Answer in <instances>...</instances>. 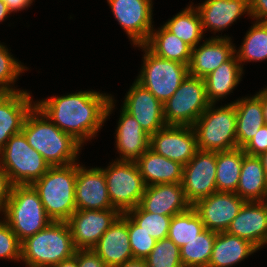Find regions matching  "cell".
Returning <instances> with one entry per match:
<instances>
[{
	"label": "cell",
	"mask_w": 267,
	"mask_h": 267,
	"mask_svg": "<svg viewBox=\"0 0 267 267\" xmlns=\"http://www.w3.org/2000/svg\"><path fill=\"white\" fill-rule=\"evenodd\" d=\"M113 103L111 95L79 91L40 100L35 106L60 130L82 145L97 135L115 107Z\"/></svg>",
	"instance_id": "obj_1"
},
{
	"label": "cell",
	"mask_w": 267,
	"mask_h": 267,
	"mask_svg": "<svg viewBox=\"0 0 267 267\" xmlns=\"http://www.w3.org/2000/svg\"><path fill=\"white\" fill-rule=\"evenodd\" d=\"M21 132L51 167L77 162L82 145L60 130L36 106L27 114Z\"/></svg>",
	"instance_id": "obj_2"
},
{
	"label": "cell",
	"mask_w": 267,
	"mask_h": 267,
	"mask_svg": "<svg viewBox=\"0 0 267 267\" xmlns=\"http://www.w3.org/2000/svg\"><path fill=\"white\" fill-rule=\"evenodd\" d=\"M77 162L50 167L32 186L38 192L46 214L52 221L67 222L77 210L75 181Z\"/></svg>",
	"instance_id": "obj_3"
},
{
	"label": "cell",
	"mask_w": 267,
	"mask_h": 267,
	"mask_svg": "<svg viewBox=\"0 0 267 267\" xmlns=\"http://www.w3.org/2000/svg\"><path fill=\"white\" fill-rule=\"evenodd\" d=\"M76 250L68 222L52 221L21 242V260L27 267H53L74 256Z\"/></svg>",
	"instance_id": "obj_4"
},
{
	"label": "cell",
	"mask_w": 267,
	"mask_h": 267,
	"mask_svg": "<svg viewBox=\"0 0 267 267\" xmlns=\"http://www.w3.org/2000/svg\"><path fill=\"white\" fill-rule=\"evenodd\" d=\"M3 214V220L20 242L35 235L52 222L32 185H14Z\"/></svg>",
	"instance_id": "obj_5"
},
{
	"label": "cell",
	"mask_w": 267,
	"mask_h": 267,
	"mask_svg": "<svg viewBox=\"0 0 267 267\" xmlns=\"http://www.w3.org/2000/svg\"><path fill=\"white\" fill-rule=\"evenodd\" d=\"M214 105L210 104L192 125L198 150L221 152L238 148L235 104L229 103L218 109Z\"/></svg>",
	"instance_id": "obj_6"
},
{
	"label": "cell",
	"mask_w": 267,
	"mask_h": 267,
	"mask_svg": "<svg viewBox=\"0 0 267 267\" xmlns=\"http://www.w3.org/2000/svg\"><path fill=\"white\" fill-rule=\"evenodd\" d=\"M0 167L14 185H32L51 167L20 132L11 136L0 150Z\"/></svg>",
	"instance_id": "obj_7"
},
{
	"label": "cell",
	"mask_w": 267,
	"mask_h": 267,
	"mask_svg": "<svg viewBox=\"0 0 267 267\" xmlns=\"http://www.w3.org/2000/svg\"><path fill=\"white\" fill-rule=\"evenodd\" d=\"M136 46L143 48L145 54L142 69L135 80L165 104L189 75L188 65L160 58L145 45Z\"/></svg>",
	"instance_id": "obj_8"
},
{
	"label": "cell",
	"mask_w": 267,
	"mask_h": 267,
	"mask_svg": "<svg viewBox=\"0 0 267 267\" xmlns=\"http://www.w3.org/2000/svg\"><path fill=\"white\" fill-rule=\"evenodd\" d=\"M108 196L112 206L120 213L136 208L145 192L146 184L137 164L116 160L103 169Z\"/></svg>",
	"instance_id": "obj_9"
},
{
	"label": "cell",
	"mask_w": 267,
	"mask_h": 267,
	"mask_svg": "<svg viewBox=\"0 0 267 267\" xmlns=\"http://www.w3.org/2000/svg\"><path fill=\"white\" fill-rule=\"evenodd\" d=\"M209 105L204 79L188 75L163 104L166 125L192 126Z\"/></svg>",
	"instance_id": "obj_10"
},
{
	"label": "cell",
	"mask_w": 267,
	"mask_h": 267,
	"mask_svg": "<svg viewBox=\"0 0 267 267\" xmlns=\"http://www.w3.org/2000/svg\"><path fill=\"white\" fill-rule=\"evenodd\" d=\"M181 185L191 205L216 192V152L198 150L183 166Z\"/></svg>",
	"instance_id": "obj_11"
},
{
	"label": "cell",
	"mask_w": 267,
	"mask_h": 267,
	"mask_svg": "<svg viewBox=\"0 0 267 267\" xmlns=\"http://www.w3.org/2000/svg\"><path fill=\"white\" fill-rule=\"evenodd\" d=\"M107 3L133 45H144L154 29L152 2L149 0H107Z\"/></svg>",
	"instance_id": "obj_12"
},
{
	"label": "cell",
	"mask_w": 267,
	"mask_h": 267,
	"mask_svg": "<svg viewBox=\"0 0 267 267\" xmlns=\"http://www.w3.org/2000/svg\"><path fill=\"white\" fill-rule=\"evenodd\" d=\"M120 215L115 208L76 210L67 221L76 249H92Z\"/></svg>",
	"instance_id": "obj_13"
},
{
	"label": "cell",
	"mask_w": 267,
	"mask_h": 267,
	"mask_svg": "<svg viewBox=\"0 0 267 267\" xmlns=\"http://www.w3.org/2000/svg\"><path fill=\"white\" fill-rule=\"evenodd\" d=\"M149 148L185 166L198 151L192 126L166 125L150 136Z\"/></svg>",
	"instance_id": "obj_14"
},
{
	"label": "cell",
	"mask_w": 267,
	"mask_h": 267,
	"mask_svg": "<svg viewBox=\"0 0 267 267\" xmlns=\"http://www.w3.org/2000/svg\"><path fill=\"white\" fill-rule=\"evenodd\" d=\"M245 202L236 193L216 191L198 200L192 207L205 228L218 233L226 232Z\"/></svg>",
	"instance_id": "obj_15"
},
{
	"label": "cell",
	"mask_w": 267,
	"mask_h": 267,
	"mask_svg": "<svg viewBox=\"0 0 267 267\" xmlns=\"http://www.w3.org/2000/svg\"><path fill=\"white\" fill-rule=\"evenodd\" d=\"M149 136L166 126L163 104L137 81L125 95L122 107Z\"/></svg>",
	"instance_id": "obj_16"
},
{
	"label": "cell",
	"mask_w": 267,
	"mask_h": 267,
	"mask_svg": "<svg viewBox=\"0 0 267 267\" xmlns=\"http://www.w3.org/2000/svg\"><path fill=\"white\" fill-rule=\"evenodd\" d=\"M75 203L77 210L114 208L108 196L105 175L101 168L86 169L77 163Z\"/></svg>",
	"instance_id": "obj_17"
},
{
	"label": "cell",
	"mask_w": 267,
	"mask_h": 267,
	"mask_svg": "<svg viewBox=\"0 0 267 267\" xmlns=\"http://www.w3.org/2000/svg\"><path fill=\"white\" fill-rule=\"evenodd\" d=\"M227 233L245 239L258 249L267 244V201H246Z\"/></svg>",
	"instance_id": "obj_18"
},
{
	"label": "cell",
	"mask_w": 267,
	"mask_h": 267,
	"mask_svg": "<svg viewBox=\"0 0 267 267\" xmlns=\"http://www.w3.org/2000/svg\"><path fill=\"white\" fill-rule=\"evenodd\" d=\"M92 250L107 267H115L134 258L129 242L128 215L126 213H121Z\"/></svg>",
	"instance_id": "obj_19"
},
{
	"label": "cell",
	"mask_w": 267,
	"mask_h": 267,
	"mask_svg": "<svg viewBox=\"0 0 267 267\" xmlns=\"http://www.w3.org/2000/svg\"><path fill=\"white\" fill-rule=\"evenodd\" d=\"M203 42L192 49L188 65L190 76L205 78L235 54L230 37L216 36Z\"/></svg>",
	"instance_id": "obj_20"
},
{
	"label": "cell",
	"mask_w": 267,
	"mask_h": 267,
	"mask_svg": "<svg viewBox=\"0 0 267 267\" xmlns=\"http://www.w3.org/2000/svg\"><path fill=\"white\" fill-rule=\"evenodd\" d=\"M145 211L173 217L187 211V201L181 183L146 186L139 204Z\"/></svg>",
	"instance_id": "obj_21"
},
{
	"label": "cell",
	"mask_w": 267,
	"mask_h": 267,
	"mask_svg": "<svg viewBox=\"0 0 267 267\" xmlns=\"http://www.w3.org/2000/svg\"><path fill=\"white\" fill-rule=\"evenodd\" d=\"M118 127L116 129V148L119 152V161L136 162L149 148L150 136L145 133L136 119L122 107Z\"/></svg>",
	"instance_id": "obj_22"
},
{
	"label": "cell",
	"mask_w": 267,
	"mask_h": 267,
	"mask_svg": "<svg viewBox=\"0 0 267 267\" xmlns=\"http://www.w3.org/2000/svg\"><path fill=\"white\" fill-rule=\"evenodd\" d=\"M34 106L31 95L24 90L9 93L0 102V150L11 136L22 131L25 118Z\"/></svg>",
	"instance_id": "obj_23"
},
{
	"label": "cell",
	"mask_w": 267,
	"mask_h": 267,
	"mask_svg": "<svg viewBox=\"0 0 267 267\" xmlns=\"http://www.w3.org/2000/svg\"><path fill=\"white\" fill-rule=\"evenodd\" d=\"M202 23V30L221 31L231 26L241 15L249 12V0H206L196 6Z\"/></svg>",
	"instance_id": "obj_24"
},
{
	"label": "cell",
	"mask_w": 267,
	"mask_h": 267,
	"mask_svg": "<svg viewBox=\"0 0 267 267\" xmlns=\"http://www.w3.org/2000/svg\"><path fill=\"white\" fill-rule=\"evenodd\" d=\"M135 163L146 186L182 182L183 165L150 148Z\"/></svg>",
	"instance_id": "obj_25"
},
{
	"label": "cell",
	"mask_w": 267,
	"mask_h": 267,
	"mask_svg": "<svg viewBox=\"0 0 267 267\" xmlns=\"http://www.w3.org/2000/svg\"><path fill=\"white\" fill-rule=\"evenodd\" d=\"M235 193L245 201H267V176L259 156L244 155Z\"/></svg>",
	"instance_id": "obj_26"
},
{
	"label": "cell",
	"mask_w": 267,
	"mask_h": 267,
	"mask_svg": "<svg viewBox=\"0 0 267 267\" xmlns=\"http://www.w3.org/2000/svg\"><path fill=\"white\" fill-rule=\"evenodd\" d=\"M257 250L259 249L255 245L245 239L227 232H218L208 267H231Z\"/></svg>",
	"instance_id": "obj_27"
},
{
	"label": "cell",
	"mask_w": 267,
	"mask_h": 267,
	"mask_svg": "<svg viewBox=\"0 0 267 267\" xmlns=\"http://www.w3.org/2000/svg\"><path fill=\"white\" fill-rule=\"evenodd\" d=\"M242 74L243 67H241L237 56L234 54L229 60L203 78L209 103L215 104L233 92V89L239 84Z\"/></svg>",
	"instance_id": "obj_28"
},
{
	"label": "cell",
	"mask_w": 267,
	"mask_h": 267,
	"mask_svg": "<svg viewBox=\"0 0 267 267\" xmlns=\"http://www.w3.org/2000/svg\"><path fill=\"white\" fill-rule=\"evenodd\" d=\"M237 115L236 138L238 148H242L265 125L261 99L254 95L245 97L236 102Z\"/></svg>",
	"instance_id": "obj_29"
},
{
	"label": "cell",
	"mask_w": 267,
	"mask_h": 267,
	"mask_svg": "<svg viewBox=\"0 0 267 267\" xmlns=\"http://www.w3.org/2000/svg\"><path fill=\"white\" fill-rule=\"evenodd\" d=\"M156 56L189 65L192 48L169 32L164 26L152 31L144 44Z\"/></svg>",
	"instance_id": "obj_30"
},
{
	"label": "cell",
	"mask_w": 267,
	"mask_h": 267,
	"mask_svg": "<svg viewBox=\"0 0 267 267\" xmlns=\"http://www.w3.org/2000/svg\"><path fill=\"white\" fill-rule=\"evenodd\" d=\"M245 154L242 148L216 152L217 191L236 192Z\"/></svg>",
	"instance_id": "obj_31"
},
{
	"label": "cell",
	"mask_w": 267,
	"mask_h": 267,
	"mask_svg": "<svg viewBox=\"0 0 267 267\" xmlns=\"http://www.w3.org/2000/svg\"><path fill=\"white\" fill-rule=\"evenodd\" d=\"M163 26L192 49L203 39L201 17L197 8L192 4L173 16Z\"/></svg>",
	"instance_id": "obj_32"
},
{
	"label": "cell",
	"mask_w": 267,
	"mask_h": 267,
	"mask_svg": "<svg viewBox=\"0 0 267 267\" xmlns=\"http://www.w3.org/2000/svg\"><path fill=\"white\" fill-rule=\"evenodd\" d=\"M217 232L205 229L180 247L183 267H208Z\"/></svg>",
	"instance_id": "obj_33"
},
{
	"label": "cell",
	"mask_w": 267,
	"mask_h": 267,
	"mask_svg": "<svg viewBox=\"0 0 267 267\" xmlns=\"http://www.w3.org/2000/svg\"><path fill=\"white\" fill-rule=\"evenodd\" d=\"M239 63L264 61L267 59V22L256 21L247 31L240 49L235 50Z\"/></svg>",
	"instance_id": "obj_34"
},
{
	"label": "cell",
	"mask_w": 267,
	"mask_h": 267,
	"mask_svg": "<svg viewBox=\"0 0 267 267\" xmlns=\"http://www.w3.org/2000/svg\"><path fill=\"white\" fill-rule=\"evenodd\" d=\"M205 229V225L197 211L191 206L187 211L172 217L168 238L180 248Z\"/></svg>",
	"instance_id": "obj_35"
},
{
	"label": "cell",
	"mask_w": 267,
	"mask_h": 267,
	"mask_svg": "<svg viewBox=\"0 0 267 267\" xmlns=\"http://www.w3.org/2000/svg\"><path fill=\"white\" fill-rule=\"evenodd\" d=\"M126 214L157 241L168 238L171 216L147 212L140 205L128 210Z\"/></svg>",
	"instance_id": "obj_36"
},
{
	"label": "cell",
	"mask_w": 267,
	"mask_h": 267,
	"mask_svg": "<svg viewBox=\"0 0 267 267\" xmlns=\"http://www.w3.org/2000/svg\"><path fill=\"white\" fill-rule=\"evenodd\" d=\"M145 262L147 267H183L180 248L169 238L156 241Z\"/></svg>",
	"instance_id": "obj_37"
},
{
	"label": "cell",
	"mask_w": 267,
	"mask_h": 267,
	"mask_svg": "<svg viewBox=\"0 0 267 267\" xmlns=\"http://www.w3.org/2000/svg\"><path fill=\"white\" fill-rule=\"evenodd\" d=\"M27 67L21 65L8 48L0 43V87L10 93L19 92L22 90L13 88L14 82L18 79L20 73H23Z\"/></svg>",
	"instance_id": "obj_38"
},
{
	"label": "cell",
	"mask_w": 267,
	"mask_h": 267,
	"mask_svg": "<svg viewBox=\"0 0 267 267\" xmlns=\"http://www.w3.org/2000/svg\"><path fill=\"white\" fill-rule=\"evenodd\" d=\"M128 233L133 257L145 259L155 247L157 240L142 230L129 216Z\"/></svg>",
	"instance_id": "obj_39"
},
{
	"label": "cell",
	"mask_w": 267,
	"mask_h": 267,
	"mask_svg": "<svg viewBox=\"0 0 267 267\" xmlns=\"http://www.w3.org/2000/svg\"><path fill=\"white\" fill-rule=\"evenodd\" d=\"M21 261V242L10 226L0 220V259Z\"/></svg>",
	"instance_id": "obj_40"
},
{
	"label": "cell",
	"mask_w": 267,
	"mask_h": 267,
	"mask_svg": "<svg viewBox=\"0 0 267 267\" xmlns=\"http://www.w3.org/2000/svg\"><path fill=\"white\" fill-rule=\"evenodd\" d=\"M243 151L252 156H260L267 151V125H263L257 133L242 147Z\"/></svg>",
	"instance_id": "obj_41"
},
{
	"label": "cell",
	"mask_w": 267,
	"mask_h": 267,
	"mask_svg": "<svg viewBox=\"0 0 267 267\" xmlns=\"http://www.w3.org/2000/svg\"><path fill=\"white\" fill-rule=\"evenodd\" d=\"M79 267H107L102 259L92 250H76Z\"/></svg>",
	"instance_id": "obj_42"
},
{
	"label": "cell",
	"mask_w": 267,
	"mask_h": 267,
	"mask_svg": "<svg viewBox=\"0 0 267 267\" xmlns=\"http://www.w3.org/2000/svg\"><path fill=\"white\" fill-rule=\"evenodd\" d=\"M14 184L11 182L8 174L0 167V212H3Z\"/></svg>",
	"instance_id": "obj_43"
},
{
	"label": "cell",
	"mask_w": 267,
	"mask_h": 267,
	"mask_svg": "<svg viewBox=\"0 0 267 267\" xmlns=\"http://www.w3.org/2000/svg\"><path fill=\"white\" fill-rule=\"evenodd\" d=\"M251 18L267 22V0H249Z\"/></svg>",
	"instance_id": "obj_44"
},
{
	"label": "cell",
	"mask_w": 267,
	"mask_h": 267,
	"mask_svg": "<svg viewBox=\"0 0 267 267\" xmlns=\"http://www.w3.org/2000/svg\"><path fill=\"white\" fill-rule=\"evenodd\" d=\"M32 1L33 0H3L11 13L27 8L31 5V3H33Z\"/></svg>",
	"instance_id": "obj_45"
},
{
	"label": "cell",
	"mask_w": 267,
	"mask_h": 267,
	"mask_svg": "<svg viewBox=\"0 0 267 267\" xmlns=\"http://www.w3.org/2000/svg\"><path fill=\"white\" fill-rule=\"evenodd\" d=\"M261 99L262 109H263V115H264V121L267 125V87L259 93L256 94Z\"/></svg>",
	"instance_id": "obj_46"
},
{
	"label": "cell",
	"mask_w": 267,
	"mask_h": 267,
	"mask_svg": "<svg viewBox=\"0 0 267 267\" xmlns=\"http://www.w3.org/2000/svg\"><path fill=\"white\" fill-rule=\"evenodd\" d=\"M115 267H147L145 259L133 258Z\"/></svg>",
	"instance_id": "obj_47"
},
{
	"label": "cell",
	"mask_w": 267,
	"mask_h": 267,
	"mask_svg": "<svg viewBox=\"0 0 267 267\" xmlns=\"http://www.w3.org/2000/svg\"><path fill=\"white\" fill-rule=\"evenodd\" d=\"M53 267H79L76 259V253L74 256L57 263Z\"/></svg>",
	"instance_id": "obj_48"
},
{
	"label": "cell",
	"mask_w": 267,
	"mask_h": 267,
	"mask_svg": "<svg viewBox=\"0 0 267 267\" xmlns=\"http://www.w3.org/2000/svg\"><path fill=\"white\" fill-rule=\"evenodd\" d=\"M11 12L8 10L7 5L0 0V22H2Z\"/></svg>",
	"instance_id": "obj_49"
},
{
	"label": "cell",
	"mask_w": 267,
	"mask_h": 267,
	"mask_svg": "<svg viewBox=\"0 0 267 267\" xmlns=\"http://www.w3.org/2000/svg\"><path fill=\"white\" fill-rule=\"evenodd\" d=\"M259 157L261 158L263 168L267 176V151L262 153Z\"/></svg>",
	"instance_id": "obj_50"
},
{
	"label": "cell",
	"mask_w": 267,
	"mask_h": 267,
	"mask_svg": "<svg viewBox=\"0 0 267 267\" xmlns=\"http://www.w3.org/2000/svg\"><path fill=\"white\" fill-rule=\"evenodd\" d=\"M10 92L0 87V102L9 94Z\"/></svg>",
	"instance_id": "obj_51"
}]
</instances>
